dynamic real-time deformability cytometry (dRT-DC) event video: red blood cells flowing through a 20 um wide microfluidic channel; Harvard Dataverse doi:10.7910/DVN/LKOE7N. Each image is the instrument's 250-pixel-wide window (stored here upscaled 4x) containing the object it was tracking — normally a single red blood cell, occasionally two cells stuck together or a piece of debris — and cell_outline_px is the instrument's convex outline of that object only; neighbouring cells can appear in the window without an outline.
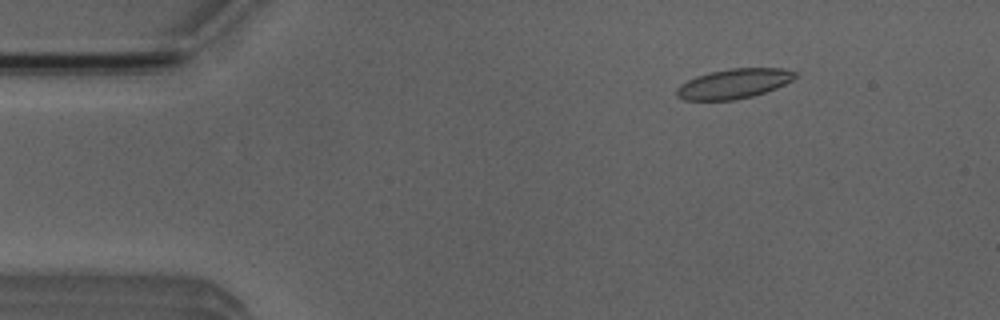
{"species": "Egyptian fruit bat (a non-hibernating species)", "species_latin": "Rousettus aegyptiacus", "temperature_condition": "room temperature", "stored_images_in_passage": 3, "camera_frame_rate_fps": 3000, "um_per_image_px": 0.085, "animal": {"sex": "male"}, "frame": {"image": 1, "passage_image": 1, "time_ms": 0.0, "image_size_px": [1000, 320], "cell_outline_px": [[796, 76], [792, 80], [776, 88], [752, 96], [732, 100], [684, 100], [676, 96], [676, 88], [680, 84], [696, 76], [712, 72], [732, 68], [784, 68], [796, 72]], "centroid_in_image_um": [62.36, 7.11], "position_along_channel_um": 22.6, "area_um2": 20.4}}